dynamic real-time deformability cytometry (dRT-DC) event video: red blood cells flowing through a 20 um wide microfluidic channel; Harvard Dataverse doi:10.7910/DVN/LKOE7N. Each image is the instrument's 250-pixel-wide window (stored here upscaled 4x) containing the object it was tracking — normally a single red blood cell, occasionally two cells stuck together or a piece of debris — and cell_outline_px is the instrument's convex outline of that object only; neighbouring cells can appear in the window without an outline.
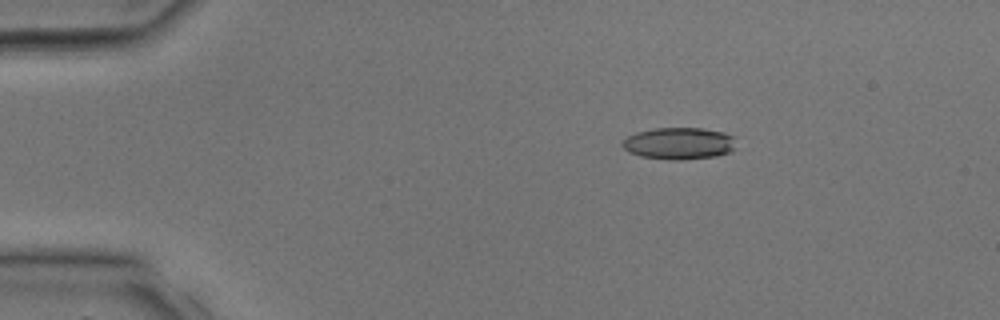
{"species": "common noctule bat (a hibernating species)", "species_latin": "Nyctalus noctula", "temperature_condition": "room temperature", "stored_images_in_passage": 33, "camera_frame_rate_fps": 3000, "um_per_image_px": 0.085, "animal": {"sex": "male", "body_mass_g": 17.9, "forearm_length_mm": 54.2}, "frame": {"image": 1, "passage_image": 5, "time_ms": 1.333, "image_size_px": [1000, 320], "cell_outline_px": [[732, 148], [728, 152], [716, 156], [680, 160], [668, 160], [640, 156], [628, 152], [620, 144], [628, 136], [636, 132], [656, 128], [700, 128], [724, 132], [732, 136]], "centroid_in_image_um": [57.64, 12.19], "position_along_channel_um": 27.4, "area_um2": 20.92}}
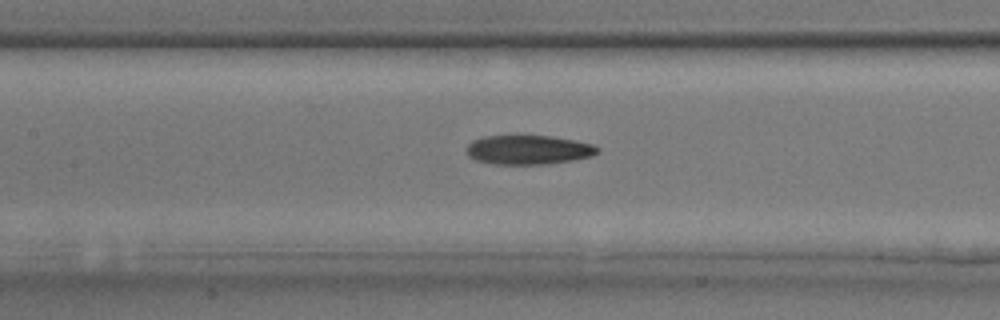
{"frame": {"image": 2, "passage_image": 15, "time_ms": 4.667, "image_size_px": [1000, 320], "cell_outline_px": [[600, 152], [592, 156], [572, 160], [544, 164], [492, 164], [476, 160], [468, 156], [468, 144], [472, 140], [484, 136], [552, 136], [576, 140], [592, 144], [600, 148]], "centroid_in_image_um": [44.94, 12.73], "position_along_channel_um": 162.5, "area_um2": 22.31}}
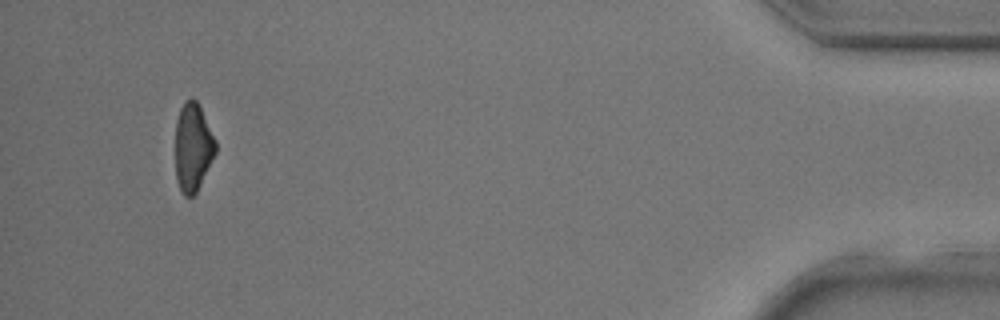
{"frame": {"image": 3, "passage_image": 31, "time_ms": 10.0, "image_size_px": [1000, 320], "cell_outline_px": [[216, 152], [196, 192], [192, 196], [184, 196], [180, 192], [176, 180], [176, 120], [180, 108], [184, 100], [192, 96], [196, 100], [216, 140]], "centroid_in_image_um": [16.38, 12.5], "position_along_channel_um": 418.8, "area_um2": 20.63}}